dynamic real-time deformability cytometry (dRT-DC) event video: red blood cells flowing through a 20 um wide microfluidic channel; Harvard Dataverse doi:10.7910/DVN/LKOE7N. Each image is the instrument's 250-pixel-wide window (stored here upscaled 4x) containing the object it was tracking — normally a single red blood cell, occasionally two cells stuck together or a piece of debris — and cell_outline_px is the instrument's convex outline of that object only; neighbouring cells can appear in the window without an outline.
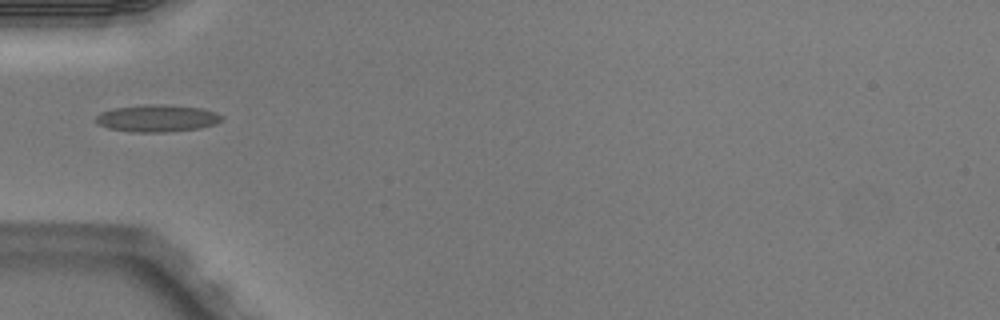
{"species": "Egyptian fruit bat (a non-hibernating species)", "species_latin": "Rousettus aegyptiacus", "temperature_condition": "warm", "stored_images_in_passage": 2, "camera_frame_rate_fps": 3000, "um_per_image_px": 0.085, "animal": {"sex": "male"}, "frame": {"image": 1, "passage_image": 2, "time_ms": 0.333, "image_size_px": [1000, 320], "cell_outline_px": [[224, 120], [216, 124], [200, 128], [164, 132], [132, 132], [108, 128], [96, 124], [96, 116], [100, 112], [112, 108], [148, 104], [160, 104], [204, 108], [216, 112], [224, 116]], "centroid_in_image_um": [13.38, 10.05], "position_along_channel_um": 71.6, "area_um2": 20.17}}